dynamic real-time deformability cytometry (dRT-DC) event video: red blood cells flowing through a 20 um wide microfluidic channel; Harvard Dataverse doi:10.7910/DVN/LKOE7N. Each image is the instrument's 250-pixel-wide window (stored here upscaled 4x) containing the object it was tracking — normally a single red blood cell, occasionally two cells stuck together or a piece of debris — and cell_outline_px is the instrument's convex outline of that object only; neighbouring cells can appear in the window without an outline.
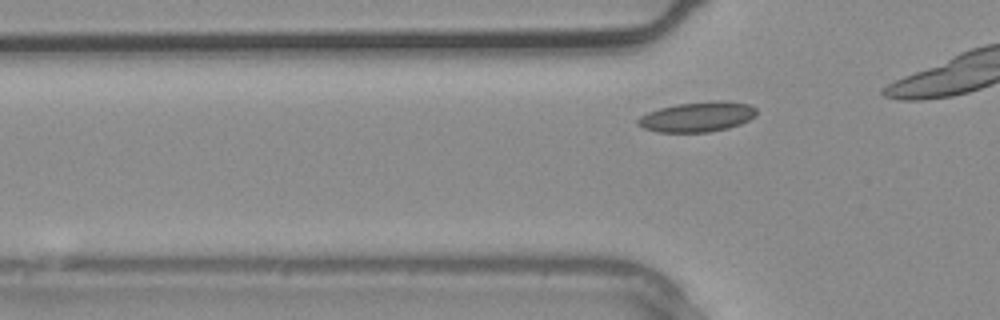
{"species": "common noctule bat (a hibernating species)", "species_latin": "Nyctalus noctula", "temperature_condition": "warm", "stored_images_in_passage": 3, "camera_frame_rate_fps": 3000, "um_per_image_px": 0.085, "animal": {"sex": "male", "body_mass_g": 20.4}, "frame": {"image": 1, "passage_image": 2, "time_ms": 0.333, "image_size_px": [1000, 320], "cell_outline_px": [[756, 116], [740, 124], [728, 128], [708, 132], [656, 132], [644, 128], [636, 124], [636, 120], [640, 116], [648, 112], [660, 108], [676, 104], [708, 100], [724, 100], [748, 104], [756, 108]], "centroid_in_image_um": [59.26, 9.92], "position_along_channel_um": 66.5, "area_um2": 20.98}}